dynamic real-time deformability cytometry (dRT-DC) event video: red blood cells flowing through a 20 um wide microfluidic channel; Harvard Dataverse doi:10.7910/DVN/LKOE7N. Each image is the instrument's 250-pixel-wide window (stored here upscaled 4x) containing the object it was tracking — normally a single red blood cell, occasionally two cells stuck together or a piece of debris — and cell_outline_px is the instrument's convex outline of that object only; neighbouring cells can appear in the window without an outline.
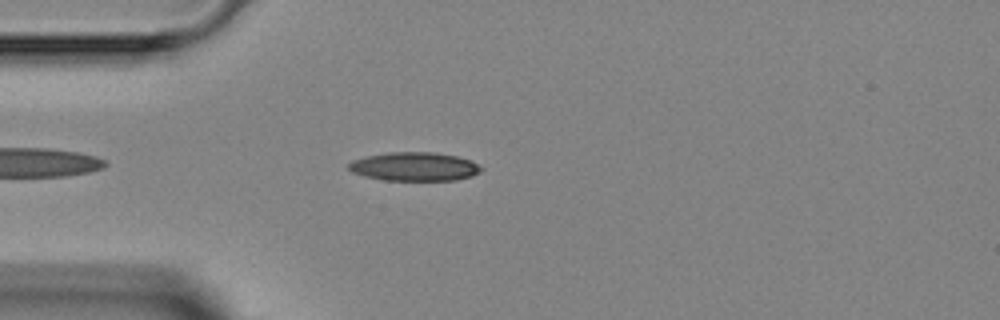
{"species": "Egyptian fruit bat (a non-hibernating species)", "species_latin": "Rousettus aegyptiacus", "temperature_condition": "room temperature", "stored_images_in_passage": 4, "camera_frame_rate_fps": 3000, "um_per_image_px": 0.085, "animal": {"sex": "female"}, "frame": {"image": 1, "passage_image": 4, "time_ms": 3.333, "image_size_px": [1000, 320], "cell_outline_px": [[484, 168], [480, 172], [472, 176], [456, 180], [384, 180], [364, 176], [352, 172], [348, 168], [348, 164], [352, 160], [368, 156], [388, 152], [436, 152], [456, 156], [472, 160]], "centroid_in_image_um": [35.26, 14.16], "position_along_channel_um": 49.7, "area_um2": 22.25}}